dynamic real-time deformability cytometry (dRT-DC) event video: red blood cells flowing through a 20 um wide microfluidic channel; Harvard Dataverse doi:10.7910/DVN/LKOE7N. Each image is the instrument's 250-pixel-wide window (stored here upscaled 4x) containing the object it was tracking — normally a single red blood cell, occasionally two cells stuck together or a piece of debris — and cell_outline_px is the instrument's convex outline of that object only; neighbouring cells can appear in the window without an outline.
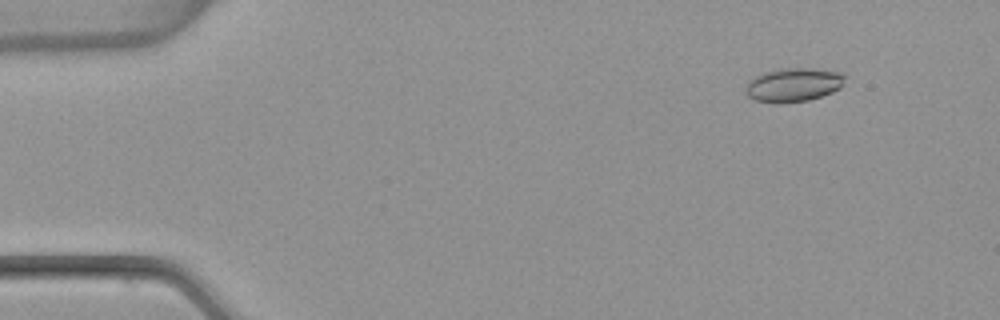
{"species": "common noctule bat (a hibernating species)", "species_latin": "Nyctalus noctula", "temperature_condition": "warm", "stored_images_in_passage": 4, "camera_frame_rate_fps": 3000, "um_per_image_px": 0.085, "animal": {"sex": "female", "body_mass_g": 22.7, "forearm_length_mm": 54.2}, "frame": {"image": 1, "passage_image": 2, "time_ms": 0.333, "image_size_px": [1000, 320], "cell_outline_px": [[844, 76], [840, 88], [832, 92], [808, 100], [780, 104], [776, 104], [756, 100], [748, 96], [748, 80], [764, 72], [784, 68], [812, 68], [844, 72]], "centroid_in_image_um": [67.46, 7.21], "position_along_channel_um": 17.5, "area_um2": 19.42}}
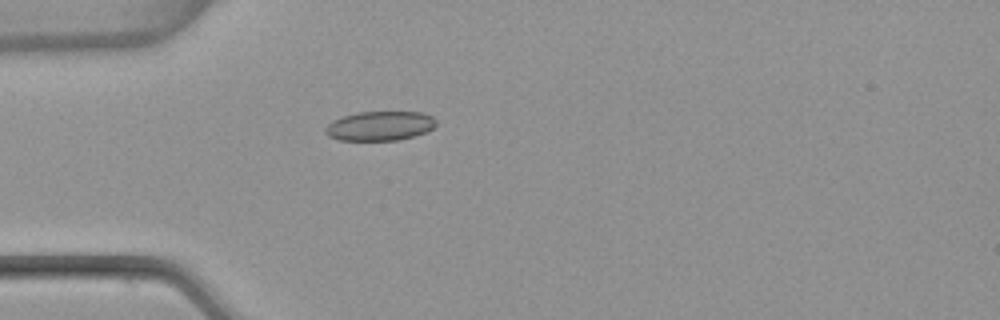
{"frame": {"image": 2, "passage_image": 4, "time_ms": 1.0, "image_size_px": [1000, 320], "cell_outline_px": [[436, 124], [432, 128], [424, 132], [412, 136], [396, 140], [340, 140], [328, 136], [324, 132], [324, 128], [332, 120], [356, 112], [424, 112], [432, 116], [436, 120]], "centroid_in_image_um": [32.26, 10.69], "position_along_channel_um": 52.7, "area_um2": 18.9}}